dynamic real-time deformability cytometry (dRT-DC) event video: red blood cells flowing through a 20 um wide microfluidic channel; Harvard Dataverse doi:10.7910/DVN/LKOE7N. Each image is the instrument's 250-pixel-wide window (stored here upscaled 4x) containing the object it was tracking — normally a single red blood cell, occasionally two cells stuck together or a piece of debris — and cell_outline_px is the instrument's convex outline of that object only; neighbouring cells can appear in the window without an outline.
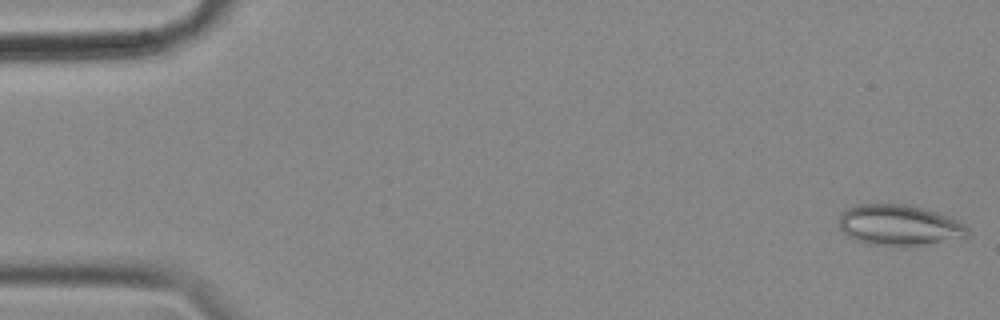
{"species": "common noctule bat (a hibernating species)", "species_latin": "Nyctalus noctula", "temperature_condition": "cold", "stored_images_in_passage": 56, "camera_frame_rate_fps": 3000, "um_per_image_px": 0.085, "animal": {"sex": "female", "body_mass_g": 18.4}, "frame": {"image": 1, "passage_image": 1, "time_ms": 0.0, "image_size_px": [1000, 320], "cell_outline_px": [[972, 236], [968, 240], [908, 248], [900, 248], [864, 244], [848, 236], [840, 228], [840, 212], [856, 204], [912, 204], [936, 212], [956, 220], [964, 224], [968, 228]], "centroid_in_image_um": [76.55, 19.21], "position_along_channel_um": 8.5, "area_um2": 32.19}}
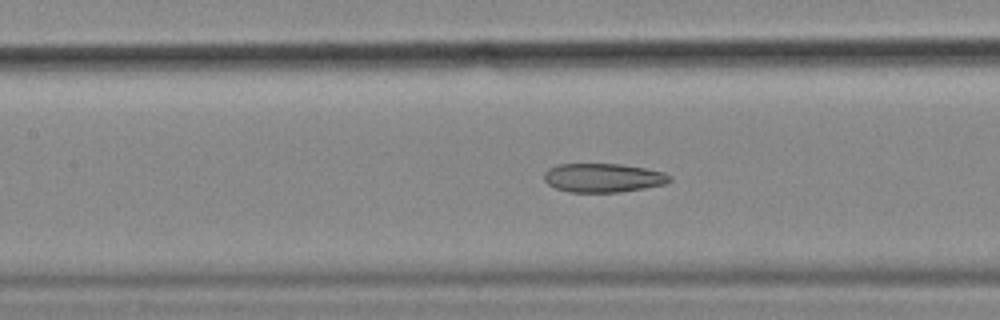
{"frame": {"image": 2, "passage_image": 25, "time_ms": 8.0, "image_size_px": [1000, 320], "cell_outline_px": [[672, 180], [664, 184], [644, 188], [620, 192], [568, 192], [556, 188], [548, 184], [544, 180], [544, 172], [548, 168], [560, 164], [620, 164], [644, 168], [664, 172], [672, 176]], "centroid_in_image_um": [51.26, 15.11], "position_along_channel_um": 156.1, "area_um2": 21.15}}
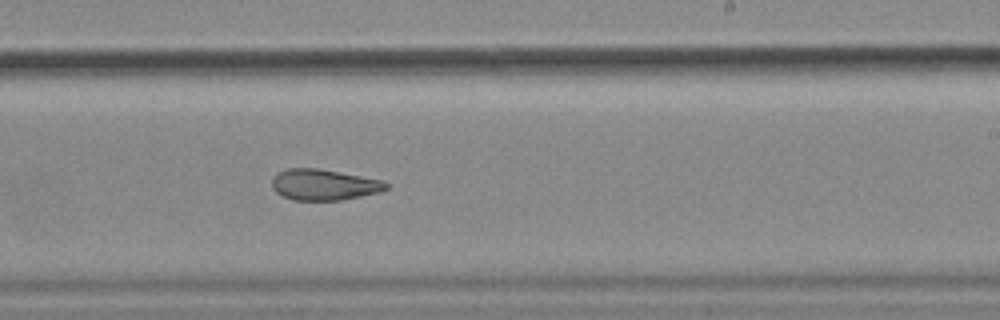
{"frame": {"image": 3, "passage_image": 34, "time_ms": 11.0, "image_size_px": [1000, 320], "cell_outline_px": [[388, 188], [380, 192], [340, 200], [292, 200], [276, 192], [272, 188], [272, 176], [276, 172], [288, 168], [316, 168], [384, 180], [388, 184]], "centroid_in_image_um": [27.51, 15.69], "position_along_channel_um": 261.5, "area_um2": 20.63}, "authors_computed_cell_mechanics": {"area_um2": 23.4957, "velocity_mm_per_s": 3.5286, "shape_relaxation_time_tau1_ms": null, "shape_relaxation_time_tau2_ms": 3.5373, "deformation_change_tau1": null, "deformation_change_tau2": 0.1119}}